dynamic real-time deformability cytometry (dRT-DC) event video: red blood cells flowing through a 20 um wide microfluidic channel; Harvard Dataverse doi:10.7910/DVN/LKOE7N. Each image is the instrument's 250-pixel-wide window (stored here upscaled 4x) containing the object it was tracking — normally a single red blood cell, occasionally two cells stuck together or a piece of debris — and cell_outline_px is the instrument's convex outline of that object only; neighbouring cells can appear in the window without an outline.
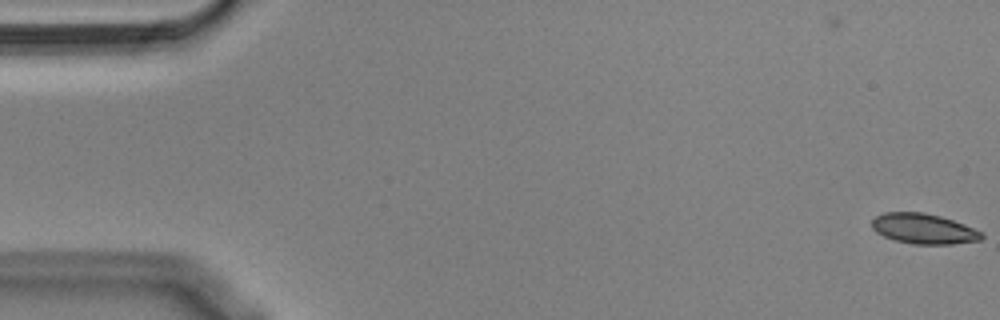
{"species": "Egyptian fruit bat (a non-hibernating species)", "species_latin": "Rousettus aegyptiacus", "temperature_condition": "cold", "stored_images_in_passage": 2, "camera_frame_rate_fps": 3000, "um_per_image_px": 0.085, "animal": {"sex": "male"}, "frame": {"image": 1, "passage_image": 2, "time_ms": 0.333, "image_size_px": [1000, 320], "cell_outline_px": [[984, 236], [980, 240], [952, 244], [912, 244], [896, 240], [884, 236], [876, 232], [872, 228], [872, 220], [876, 216], [884, 212], [924, 212], [940, 216], [964, 224], [980, 232]], "centroid_in_image_um": [78.48, 19.44], "position_along_channel_um": 6.5, "area_um2": 19.19}}